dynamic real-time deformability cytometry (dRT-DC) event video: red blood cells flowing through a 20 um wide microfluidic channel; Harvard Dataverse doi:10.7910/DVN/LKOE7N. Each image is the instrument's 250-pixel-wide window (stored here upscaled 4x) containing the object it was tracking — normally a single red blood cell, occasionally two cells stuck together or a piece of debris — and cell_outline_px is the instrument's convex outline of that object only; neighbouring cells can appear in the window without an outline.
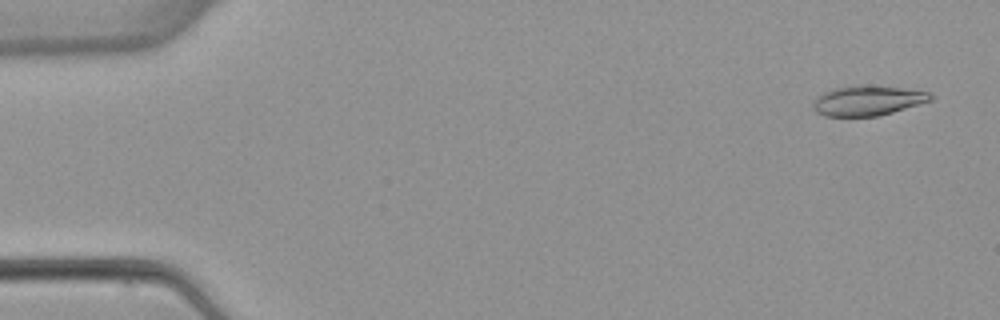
{"species": "common noctule bat (a hibernating species)", "species_latin": "Nyctalus noctula", "temperature_condition": "warm", "stored_images_in_passage": 3, "camera_frame_rate_fps": 3000, "um_per_image_px": 0.085, "animal": {"sex": "female", "body_mass_g": 22.7, "forearm_length_mm": 54.2}, "frame": {"image": 1, "passage_image": 1, "time_ms": 0.0, "image_size_px": [1000, 320], "cell_outline_px": [[936, 96], [932, 100], [880, 116], [824, 116], [816, 112], [812, 104], [824, 92], [832, 88], [856, 84], [860, 84], [900, 88], [928, 92]], "centroid_in_image_um": [73.76, 8.54], "position_along_channel_um": 11.2, "area_um2": 20.52}}